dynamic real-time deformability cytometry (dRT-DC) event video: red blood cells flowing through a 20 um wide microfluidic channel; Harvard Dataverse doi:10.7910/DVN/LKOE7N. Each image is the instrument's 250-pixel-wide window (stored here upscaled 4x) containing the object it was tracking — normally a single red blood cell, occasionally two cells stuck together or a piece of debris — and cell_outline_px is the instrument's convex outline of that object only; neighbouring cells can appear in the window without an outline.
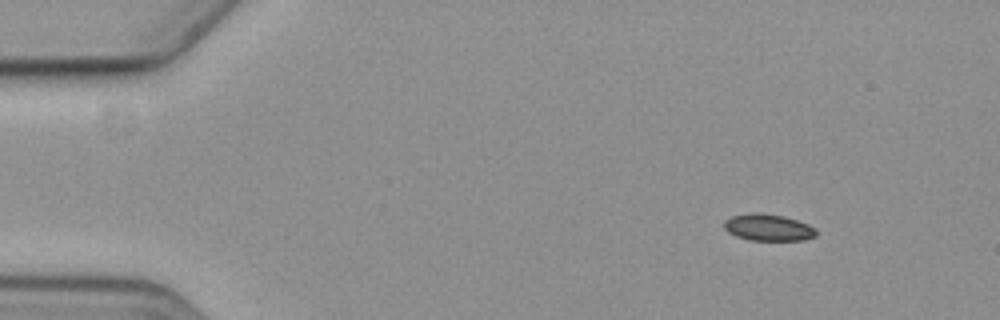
{"species": "common noctule bat (a hibernating species)", "species_latin": "Nyctalus noctula", "temperature_condition": "cold", "stored_images_in_passage": 4, "camera_frame_rate_fps": 3000, "um_per_image_px": 0.085, "animal": {"sex": "female", "body_mass_g": 19.3, "forearm_length_mm": 54.1}, "frame": {"image": 1, "passage_image": 1, "time_ms": 0.0, "image_size_px": [1000, 320], "cell_outline_px": [[816, 236], [804, 240], [748, 240], [736, 236], [728, 232], [724, 228], [724, 220], [732, 216], [752, 212], [756, 212], [784, 216], [808, 224], [816, 228]], "centroid_in_image_um": [65.29, 19.33], "position_along_channel_um": 19.7, "area_um2": 14.39}}
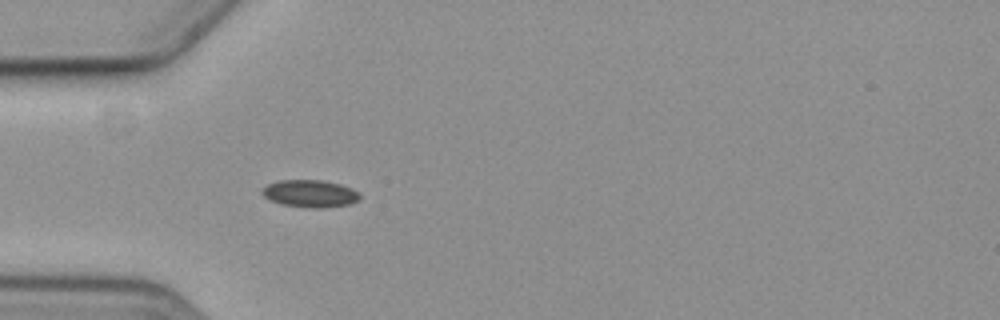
{"frame": {"image": 2, "passage_image": 4, "time_ms": 3.667, "image_size_px": [1000, 320], "cell_outline_px": [[360, 200], [352, 204], [320, 208], [308, 208], [280, 204], [268, 200], [260, 192], [260, 188], [268, 184], [280, 180], [320, 180], [340, 184], [352, 188], [360, 192]], "centroid_in_image_um": [26.35, 16.46], "position_along_channel_um": 58.7, "area_um2": 15.9}}